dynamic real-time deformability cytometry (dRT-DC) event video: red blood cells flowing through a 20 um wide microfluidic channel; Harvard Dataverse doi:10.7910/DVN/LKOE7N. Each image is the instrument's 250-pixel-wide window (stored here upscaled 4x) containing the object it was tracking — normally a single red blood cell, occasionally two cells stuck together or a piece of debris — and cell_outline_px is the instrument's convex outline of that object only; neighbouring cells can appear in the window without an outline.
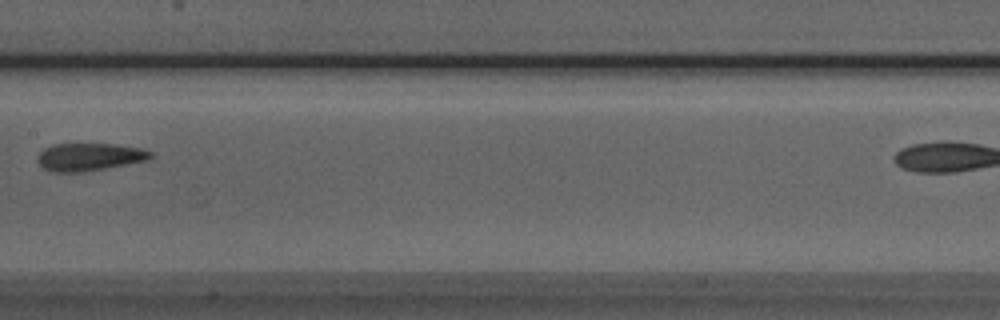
{"species": "Egyptian fruit bat (a non-hibernating species)", "species_latin": "Rousettus aegyptiacus", "temperature_condition": "room temperature", "stored_images_in_passage": 7, "segment_of_instrument_passage": [1, 2], "camera_frame_rate_fps": 3000, "um_per_image_px": 0.085, "animal": {"sex": "male"}, "frame": {"image": 1, "passage_image": 6, "time_ms": 6.667, "image_size_px": [1000, 320], "cell_outline_px": [[156, 156], [148, 160], [84, 172], [52, 172], [44, 168], [36, 160], [40, 152], [44, 148], [52, 144], [112, 144], [140, 148], [152, 152]], "centroid_in_image_um": [7.6, 13.34], "position_along_channel_um": 199.8, "area_um2": 18.26}}